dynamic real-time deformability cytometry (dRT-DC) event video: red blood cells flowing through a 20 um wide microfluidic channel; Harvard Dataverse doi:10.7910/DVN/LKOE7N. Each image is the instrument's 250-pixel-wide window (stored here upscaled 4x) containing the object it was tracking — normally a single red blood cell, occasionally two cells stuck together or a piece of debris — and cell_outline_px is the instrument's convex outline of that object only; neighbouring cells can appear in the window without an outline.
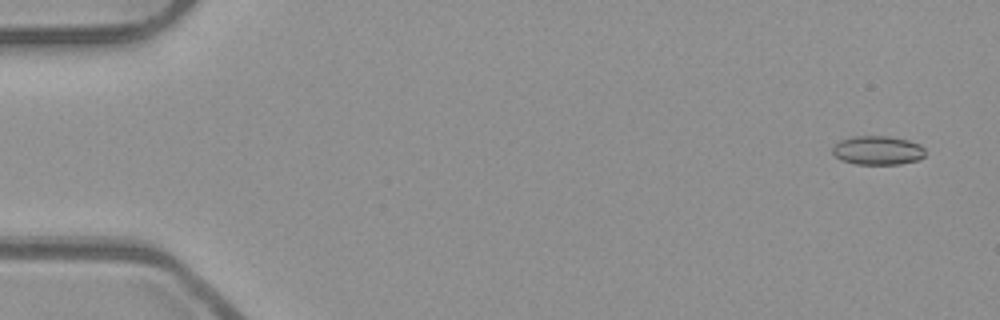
{"species": "common noctule bat (a hibernating species)", "species_latin": "Nyctalus noctula", "temperature_condition": "room temperature", "stored_images_in_passage": 51, "camera_frame_rate_fps": 3000, "um_per_image_px": 0.085, "animal": {"sex": "male", "body_mass_g": 23.1, "forearm_length_mm": 52.7}, "frame": {"image": 1, "passage_image": 3, "time_ms": 0.667, "image_size_px": [1000, 320], "cell_outline_px": [[924, 156], [920, 160], [900, 164], [856, 164], [840, 160], [832, 152], [832, 148], [840, 140], [852, 136], [888, 136], [908, 140], [920, 144], [924, 148]], "centroid_in_image_um": [74.61, 12.78], "position_along_channel_um": 10.4, "area_um2": 15.72}}
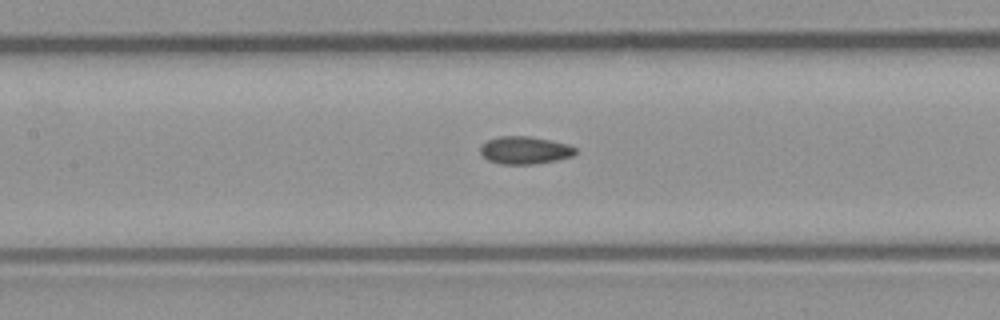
{"frame": {"image": 2, "passage_image": 25, "time_ms": 8.0, "image_size_px": [1000, 320], "cell_outline_px": [[576, 152], [572, 156], [556, 160], [532, 164], [500, 164], [488, 160], [480, 152], [480, 144], [488, 140], [500, 136], [528, 136], [568, 144], [576, 148]], "centroid_in_image_um": [44.58, 12.77], "position_along_channel_um": 162.8, "area_um2": 15.2}}
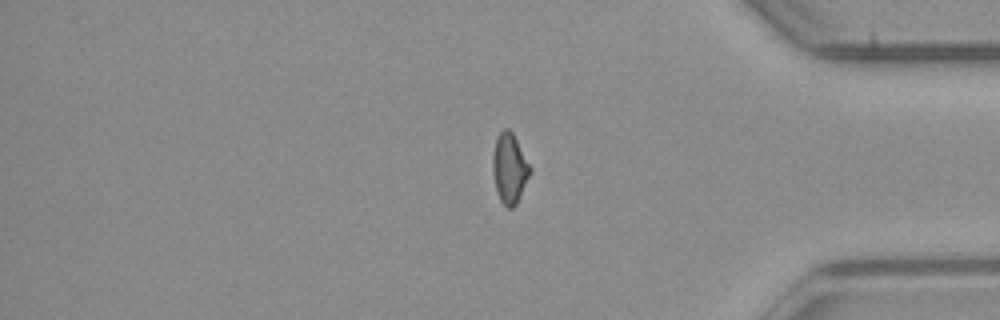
{"frame": {"image": 3, "passage_image": 44, "time_ms": 14.333, "image_size_px": [1000, 320], "cell_outline_px": [[532, 172], [516, 204], [512, 208], [508, 208], [500, 200], [496, 188], [492, 168], [492, 156], [496, 136], [504, 128], [508, 128], [512, 132], [532, 168]], "centroid_in_image_um": [43.31, 14.29], "position_along_channel_um": 391.9, "area_um2": 15.26}}